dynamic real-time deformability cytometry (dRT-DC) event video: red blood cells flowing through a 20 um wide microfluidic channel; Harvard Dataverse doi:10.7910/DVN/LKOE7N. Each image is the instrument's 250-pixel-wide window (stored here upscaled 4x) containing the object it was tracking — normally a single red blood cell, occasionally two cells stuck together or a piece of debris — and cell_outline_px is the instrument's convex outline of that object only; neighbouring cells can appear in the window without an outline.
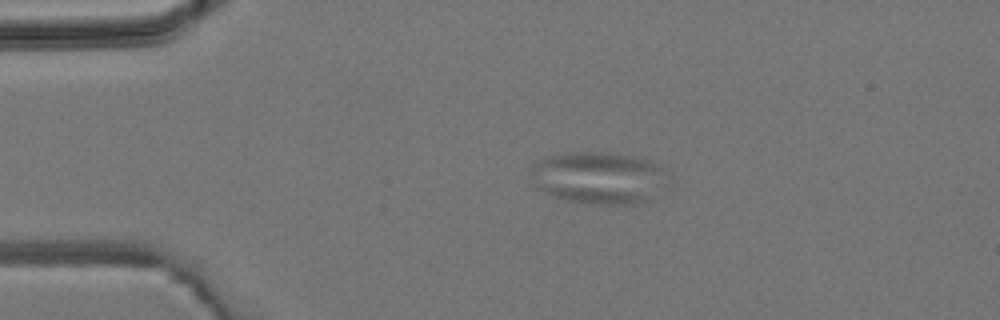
{"species": "common noctule bat (a hibernating species)", "species_latin": "Nyctalus noctula", "temperature_condition": "room temperature", "stored_images_in_passage": 5, "camera_frame_rate_fps": 3000, "um_per_image_px": 0.085, "animal": {"sex": "male", "body_mass_g": 19.2, "forearm_length_mm": 51.8}, "frame": {"image": 1, "passage_image": 4, "time_ms": 3.333, "image_size_px": [1000, 320], "cell_outline_px": [[660, 168], [652, 200], [636, 204], [592, 204], [568, 200], [556, 196], [536, 188], [532, 184], [528, 168], [532, 164], [548, 156], [576, 152], [608, 152], [636, 156], [652, 160], [660, 164]], "centroid_in_image_um": [50.73, 15.09], "position_along_channel_um": 34.3, "area_um2": 40.86}}